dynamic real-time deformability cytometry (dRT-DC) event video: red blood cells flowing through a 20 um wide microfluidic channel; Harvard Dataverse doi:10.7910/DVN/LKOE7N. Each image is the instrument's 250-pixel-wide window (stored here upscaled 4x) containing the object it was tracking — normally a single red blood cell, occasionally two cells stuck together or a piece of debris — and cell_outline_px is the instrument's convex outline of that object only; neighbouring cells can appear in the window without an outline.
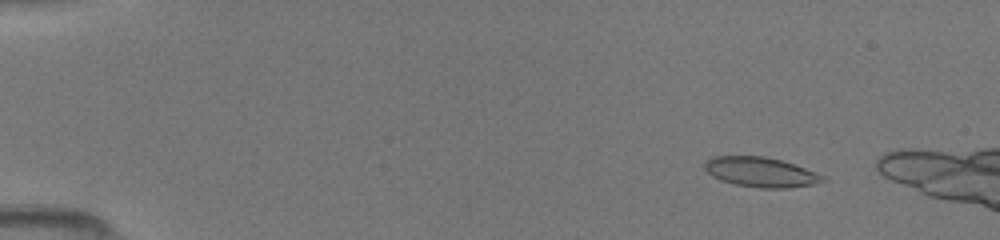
{"species": "common noctule bat (a hibernating species)", "species_latin": "Nyctalus noctula", "temperature_condition": "room temperature", "stored_images_in_passage": 14, "camera_frame_rate_fps": 3000, "um_per_image_px": 0.085, "animal": {"sex": "female", "body_mass_g": 19.5, "forearm_length_mm": 54.1}, "frame": {"image": 1, "passage_image": 7, "time_ms": 2.0, "image_size_px": [1000, 240], "cell_outline_px": [[828, 180], [812, 184], [788, 188], [760, 188], [736, 184], [720, 180], [712, 176], [704, 168], [704, 164], [712, 156], [764, 156], [780, 160], [804, 168], [824, 176]], "centroid_in_image_um": [64.64, 14.63], "position_along_channel_um": 20.4, "area_um2": 20.29}}